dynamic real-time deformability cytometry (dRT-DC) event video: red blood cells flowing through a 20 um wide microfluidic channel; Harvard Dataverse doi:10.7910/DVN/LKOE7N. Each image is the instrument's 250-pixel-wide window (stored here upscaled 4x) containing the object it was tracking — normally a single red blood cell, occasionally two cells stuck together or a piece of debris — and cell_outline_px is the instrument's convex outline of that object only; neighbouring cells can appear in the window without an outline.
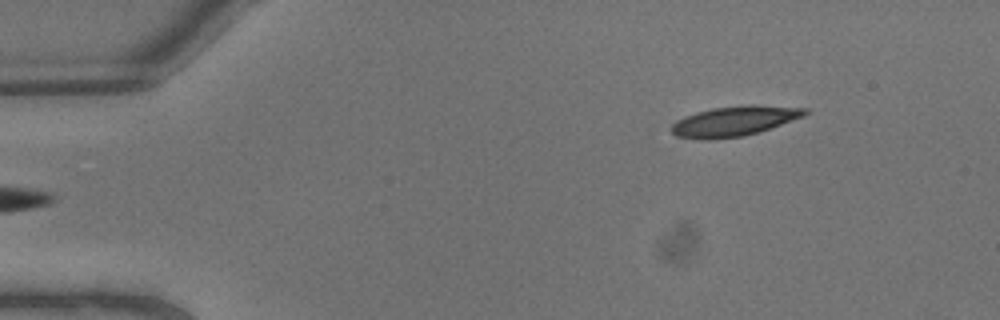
{"species": "common noctule bat (a hibernating species)", "species_latin": "Nyctalus noctula", "temperature_condition": "warm", "stored_images_in_passage": 7, "segment_of_instrument_passage": [2, 2], "camera_frame_rate_fps": 3000, "um_per_image_px": 0.085, "animal": {"sex": "male", "body_mass_g": 13.3}, "frame": {"image": 1, "passage_image": 7, "time_ms": 2.0, "image_size_px": [1000, 320], "cell_outline_px": [[808, 112], [804, 116], [744, 136], [708, 140], [700, 140], [676, 136], [672, 132], [672, 124], [676, 120], [684, 116], [696, 112], [712, 108], [748, 104], [752, 104], [808, 108]], "centroid_in_image_um": [62.38, 10.29], "position_along_channel_um": 22.6, "area_um2": 23.29}}